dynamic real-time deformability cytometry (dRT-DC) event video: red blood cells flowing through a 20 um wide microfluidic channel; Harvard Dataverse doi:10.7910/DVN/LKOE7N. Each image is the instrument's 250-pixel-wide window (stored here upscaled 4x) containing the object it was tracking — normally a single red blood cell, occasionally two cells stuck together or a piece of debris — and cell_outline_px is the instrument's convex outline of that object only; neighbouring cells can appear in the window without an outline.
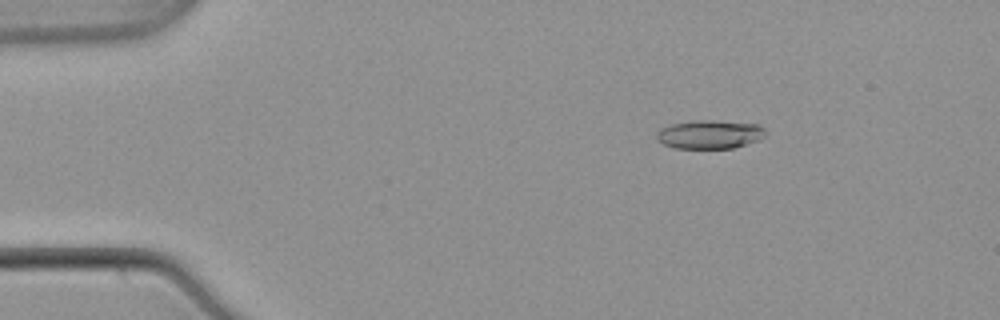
{"species": "common noctule bat (a hibernating species)", "species_latin": "Nyctalus noctula", "temperature_condition": "warm", "stored_images_in_passage": 16, "camera_frame_rate_fps": 3000, "um_per_image_px": 0.085, "animal": {"sex": "male", "body_mass_g": 21.5, "forearm_length_mm": 52.0}, "frame": {"image": 1, "passage_image": 8, "time_ms": 2.333, "image_size_px": [1000, 320], "cell_outline_px": [[764, 136], [756, 140], [732, 148], [676, 148], [664, 144], [656, 140], [656, 132], [660, 128], [672, 124], [696, 120], [712, 120], [760, 124], [764, 128]], "centroid_in_image_um": [60.28, 11.41], "position_along_channel_um": 24.7, "area_um2": 18.03}}